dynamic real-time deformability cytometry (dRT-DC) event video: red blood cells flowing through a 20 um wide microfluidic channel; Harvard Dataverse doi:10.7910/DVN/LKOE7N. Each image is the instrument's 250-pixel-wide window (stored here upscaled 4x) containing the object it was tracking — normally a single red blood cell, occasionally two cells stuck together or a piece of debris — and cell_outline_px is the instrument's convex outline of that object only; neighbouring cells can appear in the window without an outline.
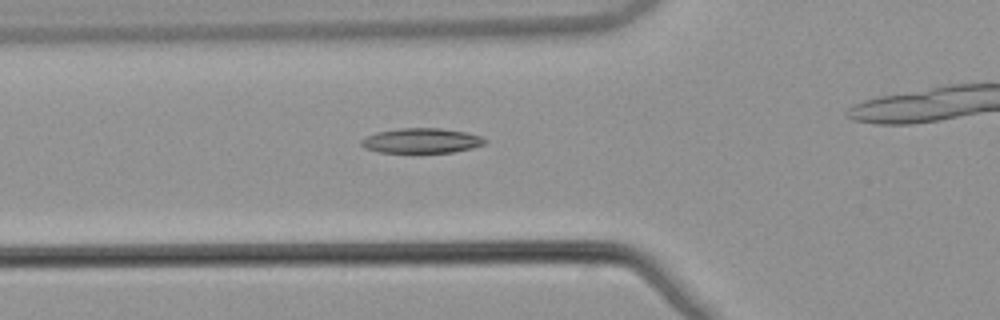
{"species": "common noctule bat (a hibernating species)", "species_latin": "Nyctalus noctula", "temperature_condition": "warm", "stored_images_in_passage": 35, "camera_frame_rate_fps": 3000, "um_per_image_px": 0.085, "animal": {"sex": "male", "body_mass_g": 21.5, "forearm_length_mm": 52.0}, "frame": {"image": 1, "passage_image": 11, "time_ms": 3.333, "image_size_px": [1000, 320], "cell_outline_px": [[488, 140], [484, 144], [472, 148], [452, 152], [380, 152], [364, 148], [360, 144], [360, 140], [376, 132], [400, 128], [440, 128], [468, 132], [480, 136]], "centroid_in_image_um": [35.83, 11.95], "position_along_channel_um": 90.0, "area_um2": 17.92}}
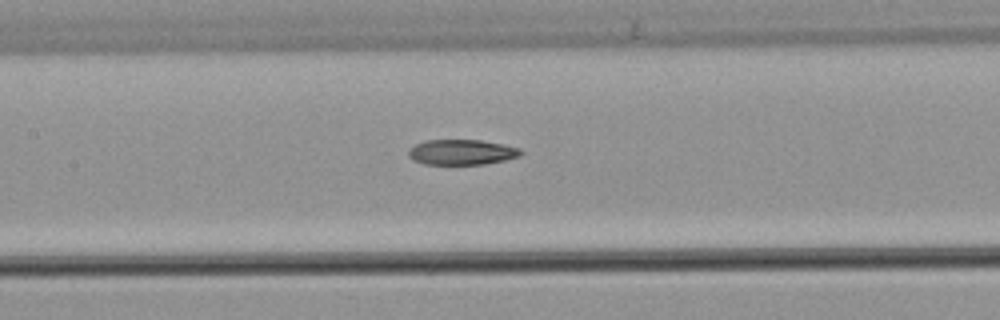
{"frame": {"image": 2, "passage_image": 17, "time_ms": 5.333, "image_size_px": [1000, 320], "cell_outline_px": [[524, 152], [520, 156], [504, 160], [484, 164], [424, 164], [412, 160], [408, 156], [408, 148], [416, 144], [428, 140], [480, 140], [504, 144], [520, 148]], "centroid_in_image_um": [39.24, 12.93], "position_along_channel_um": 168.2, "area_um2": 16.65}}
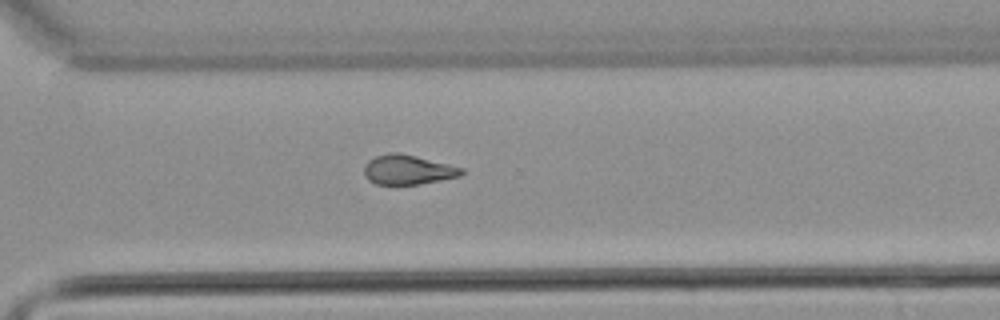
{"frame": {"image": 3, "passage_image": 30, "time_ms": 9.667, "image_size_px": [1000, 320], "cell_outline_px": [[464, 172], [460, 176], [420, 184], [376, 184], [368, 180], [364, 176], [364, 164], [368, 160], [376, 156], [388, 152], [396, 152], [416, 156], [464, 168]], "centroid_in_image_um": [34.64, 14.42], "position_along_channel_um": 336.0, "area_um2": 16.82}}